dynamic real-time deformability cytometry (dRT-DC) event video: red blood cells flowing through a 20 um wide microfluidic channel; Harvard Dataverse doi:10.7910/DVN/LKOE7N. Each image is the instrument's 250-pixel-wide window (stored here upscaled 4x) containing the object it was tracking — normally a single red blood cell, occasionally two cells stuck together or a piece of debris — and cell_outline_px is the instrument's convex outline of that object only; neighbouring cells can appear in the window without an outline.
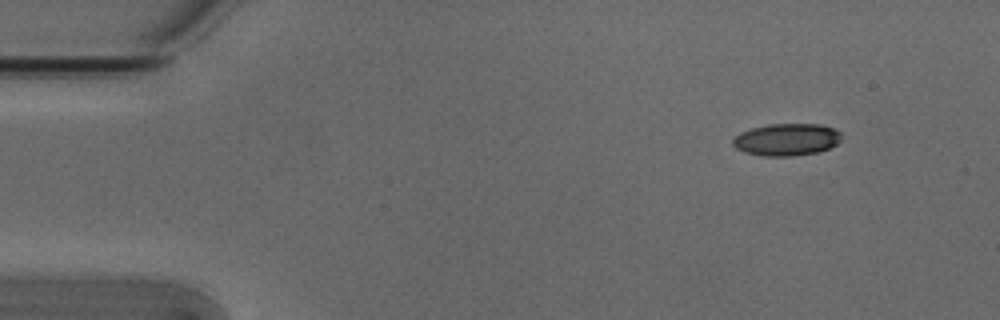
{"species": "Egyptian fruit bat (a non-hibernating species)", "species_latin": "Rousettus aegyptiacus", "temperature_condition": "cold", "stored_images_in_passage": 49, "camera_frame_rate_fps": 3000, "um_per_image_px": 0.085, "animal": {"sex": "male"}, "frame": {"image": 1, "passage_image": 1, "time_ms": 0.0, "image_size_px": [1000, 320], "cell_outline_px": [[840, 140], [836, 144], [820, 152], [792, 156], [764, 156], [744, 152], [736, 148], [732, 144], [732, 140], [740, 132], [752, 128], [768, 124], [820, 124], [836, 128], [840, 132]], "centroid_in_image_um": [66.87, 11.86], "position_along_channel_um": 18.1, "area_um2": 20.46}}
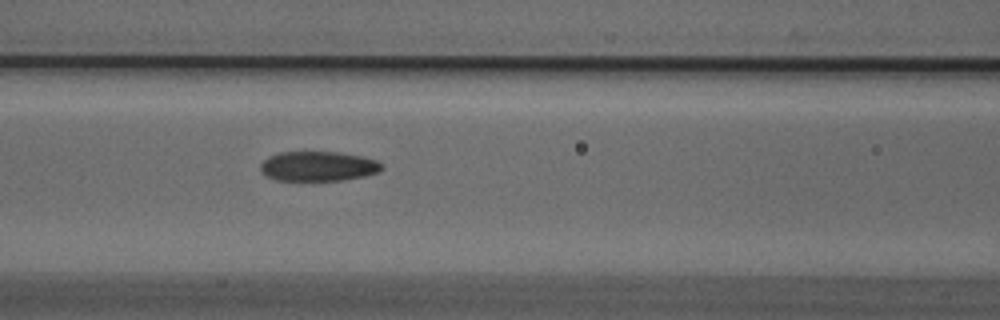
{"frame": {"image": 2, "passage_image": 18, "time_ms": 5.667, "image_size_px": [1000, 320], "cell_outline_px": [[384, 168], [380, 172], [364, 176], [344, 180], [276, 180], [264, 176], [260, 172], [260, 164], [268, 156], [280, 152], [336, 152], [360, 156], [376, 160], [384, 164]], "centroid_in_image_um": [27.03, 14.13], "position_along_channel_um": 139.6, "area_um2": 21.21}}
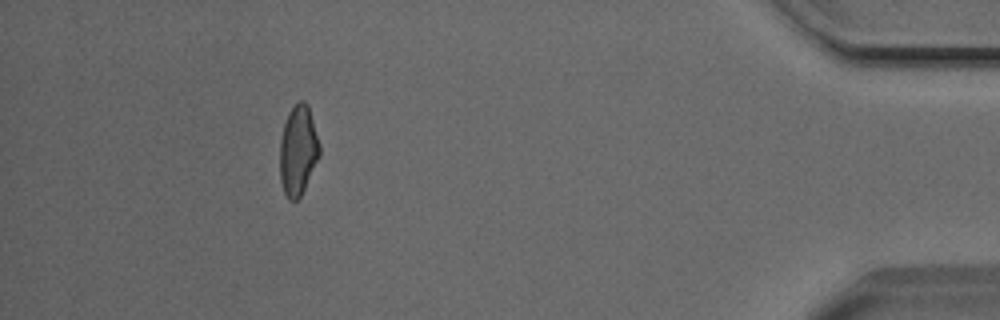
{"frame": {"image": 3, "passage_image": 44, "time_ms": 14.333, "image_size_px": [1000, 320], "cell_outline_px": [[320, 156], [300, 196], [296, 200], [288, 200], [284, 192], [280, 180], [280, 140], [284, 124], [288, 112], [300, 100], [304, 100], [308, 104], [320, 144]], "centroid_in_image_um": [25.34, 12.77], "position_along_channel_um": 409.9, "area_um2": 20.75}, "authors_computed_cell_mechanics": {"area_um2": 21.2126, "velocity_mm_per_s": 3.8191, "shape_relaxation_time_tau1_ms": 5.6147, "shape_relaxation_time_tau2_ms": 2.3985, "deformation_change_tau1": 0.1579, "deformation_change_tau2": 0.0892}}